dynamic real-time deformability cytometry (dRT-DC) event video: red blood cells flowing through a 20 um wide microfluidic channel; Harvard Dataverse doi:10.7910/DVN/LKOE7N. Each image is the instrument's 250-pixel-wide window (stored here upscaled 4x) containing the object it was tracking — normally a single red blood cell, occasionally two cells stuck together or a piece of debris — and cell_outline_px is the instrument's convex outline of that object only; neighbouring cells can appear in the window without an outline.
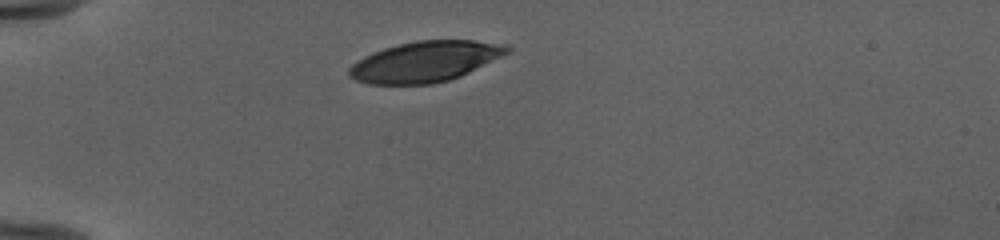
{"species": "human", "species_latin": "Homo sapiens", "temperature_condition": "cold", "stored_images_in_passage": 32, "camera_frame_rate_fps": 3000, "um_per_image_px": 0.085, "donor": {"sex": "female"}, "frame": {"image": 1, "passage_image": 1, "time_ms": 0.0, "image_size_px": [1000, 240], "cell_outline_px": [[512, 52], [460, 76], [448, 80], [432, 84], [368, 84], [356, 80], [348, 76], [348, 68], [352, 64], [364, 56], [372, 52], [384, 48], [416, 40], [476, 40], [504, 44], [512, 48]], "centroid_in_image_um": [36.15, 5.23], "position_along_channel_um": 48.8, "area_um2": 37.51}}
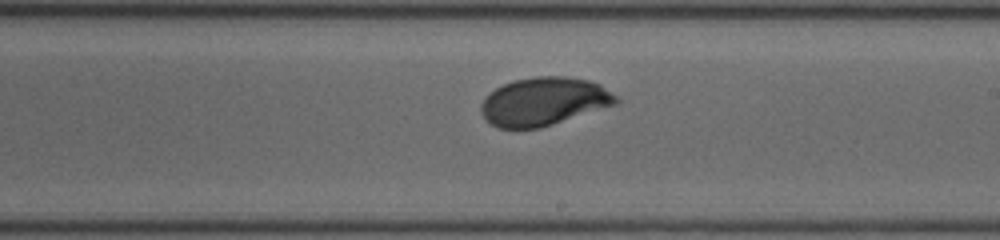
{"frame": {"image": 2, "passage_image": 18, "time_ms": 5.667, "image_size_px": [1000, 240], "cell_outline_px": [[620, 100], [616, 104], [540, 128], [496, 128], [480, 112], [480, 104], [484, 96], [488, 92], [504, 84], [516, 80], [536, 76], [564, 76], [588, 80], [600, 84], [616, 96]], "centroid_in_image_um": [46.2, 8.62], "position_along_channel_um": 242.8, "area_um2": 37.8}}
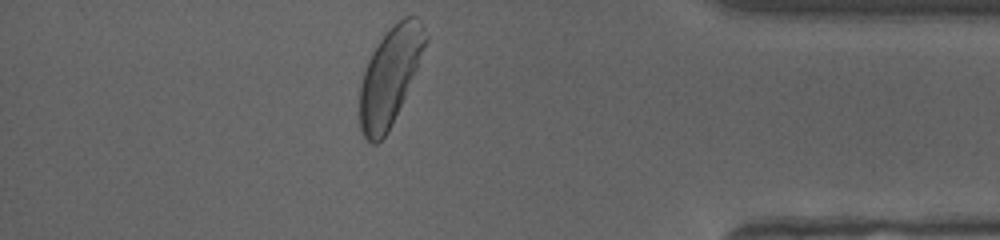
{"frame": {"image": 3, "passage_image": 32, "time_ms": 10.333, "image_size_px": [1000, 240], "cell_outline_px": [[428, 40], [392, 124], [388, 132], [376, 144], [372, 144], [360, 132], [360, 84], [368, 60], [372, 52], [380, 40], [392, 24], [404, 16], [416, 16], [424, 24], [428, 36]], "centroid_in_image_um": [33.14, 6.43], "position_along_channel_um": 402.1, "area_um2": 36.76}, "authors_computed_cell_mechanics": {"area_um2": 38.3792, "velocity_mm_per_s": 3.9628, "shape_relaxation_time_tau1_ms": 2.2325, "shape_relaxation_time_tau2_ms": null, "deformation_change_tau1": 0.1634, "deformation_change_tau2": null}}